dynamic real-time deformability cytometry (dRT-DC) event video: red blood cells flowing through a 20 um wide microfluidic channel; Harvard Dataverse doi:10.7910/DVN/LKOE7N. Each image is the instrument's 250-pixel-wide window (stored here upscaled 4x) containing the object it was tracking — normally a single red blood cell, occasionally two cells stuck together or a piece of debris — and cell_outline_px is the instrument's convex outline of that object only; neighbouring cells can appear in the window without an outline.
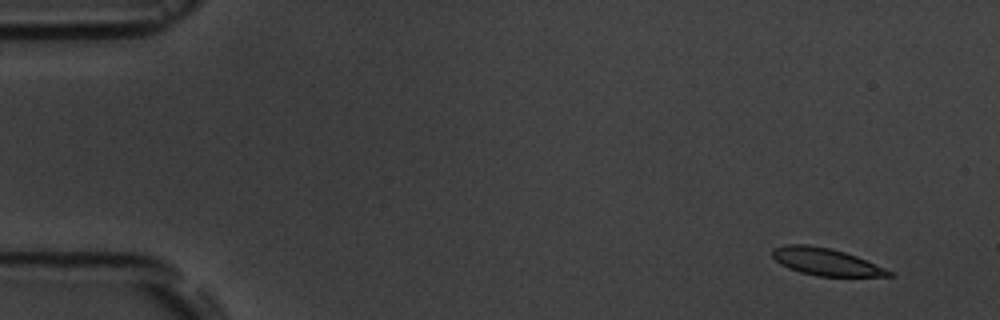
{"species": "common noctule bat (a hibernating species)", "species_latin": "Nyctalus noctula", "temperature_condition": "room temperature", "stored_images_in_passage": 16, "camera_frame_rate_fps": 3000, "um_per_image_px": 0.085, "animal": {"sex": "male", "body_mass_g": 19.5, "forearm_length_mm": 54.6}, "frame": {"image": 1, "passage_image": 1, "time_ms": 0.0, "image_size_px": [1000, 320], "cell_outline_px": [[896, 276], [816, 276], [800, 272], [788, 268], [780, 264], [772, 256], [772, 248], [784, 244], [808, 244], [828, 248], [844, 252], [856, 256], [896, 272]], "centroid_in_image_um": [70.21, 22.25], "position_along_channel_um": 14.8, "area_um2": 18.61}}
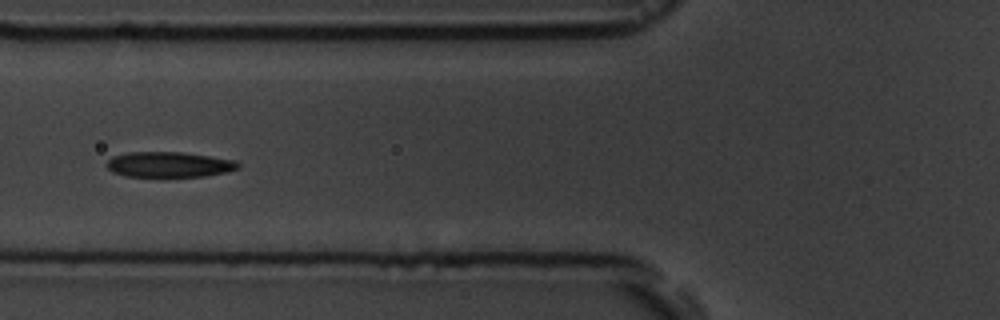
{"frame": {"image": 2, "passage_image": 6, "time_ms": 6.0, "image_size_px": [1000, 320], "cell_outline_px": [[240, 168], [228, 172], [204, 176], [124, 176], [112, 172], [104, 164], [112, 156], [128, 152], [184, 152], [236, 160], [240, 164]], "centroid_in_image_um": [14.38, 13.98], "position_along_channel_um": 111.4, "area_um2": 19.59}}
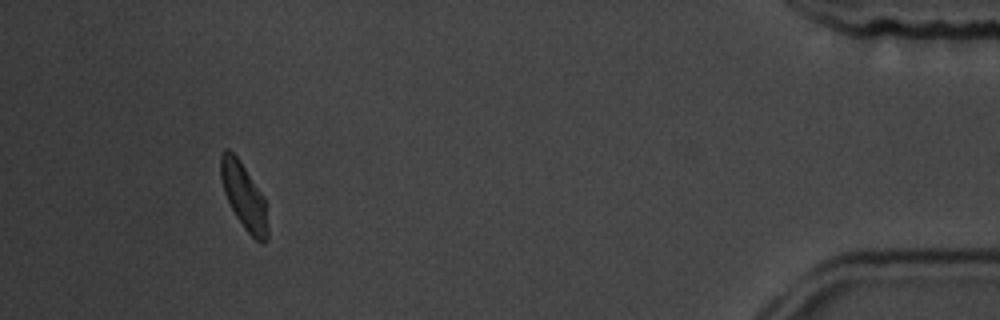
{"frame": {"image": 3, "passage_image": 15, "time_ms": 16.333, "image_size_px": [1000, 320], "cell_outline_px": [[268, 240], [260, 244], [244, 228], [236, 216], [224, 192], [220, 176], [220, 156], [224, 148], [228, 148], [236, 156], [264, 196], [268, 228]], "centroid_in_image_um": [20.73, 16.69], "position_along_channel_um": 414.5, "area_um2": 17.92}, "authors_computed_cell_mechanics": {"area_um2": 19.3919, "velocity_mm_per_s": 3.5647, "shape_relaxation_time_tau1_ms": 1.9592, "shape_relaxation_time_tau2_ms": 3.2176, "deformation_change_tau1": 0.1056, "deformation_change_tau2": 0.0723}}